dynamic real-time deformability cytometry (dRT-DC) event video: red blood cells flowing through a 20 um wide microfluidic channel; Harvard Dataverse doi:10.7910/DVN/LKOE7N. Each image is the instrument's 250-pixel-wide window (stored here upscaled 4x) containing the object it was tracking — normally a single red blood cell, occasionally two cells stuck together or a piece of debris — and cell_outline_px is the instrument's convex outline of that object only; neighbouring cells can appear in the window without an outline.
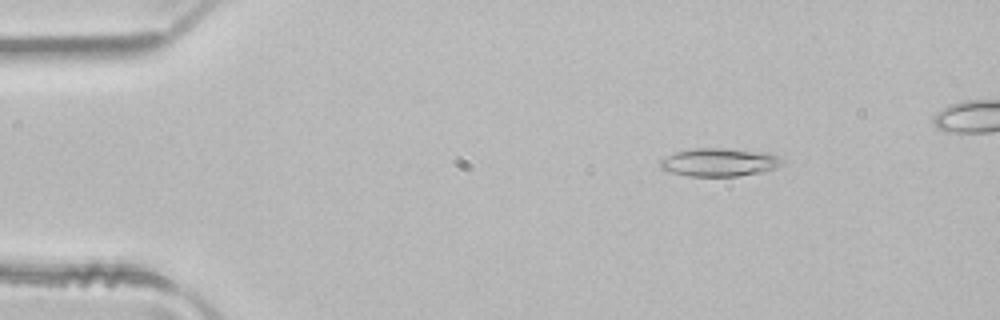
{"species": "common noctule bat (a hibernating species)", "species_latin": "Nyctalus noctula", "temperature_condition": "room temperature", "stored_images_in_passage": 7, "camera_frame_rate_fps": 3000, "um_per_image_px": 0.085, "animal": {"sex": "male", "body_mass_g": 21.5, "forearm_length_mm": 52.0}, "frame": {"image": 1, "passage_image": 2, "time_ms": 0.333, "image_size_px": [1000, 320], "cell_outline_px": [[784, 164], [776, 168], [760, 172], [740, 176], [688, 176], [672, 172], [660, 168], [660, 160], [676, 152], [692, 148], [724, 148], [768, 152], [784, 160]], "centroid_in_image_um": [61.18, 13.79], "position_along_channel_um": 23.8, "area_um2": 20.06}}
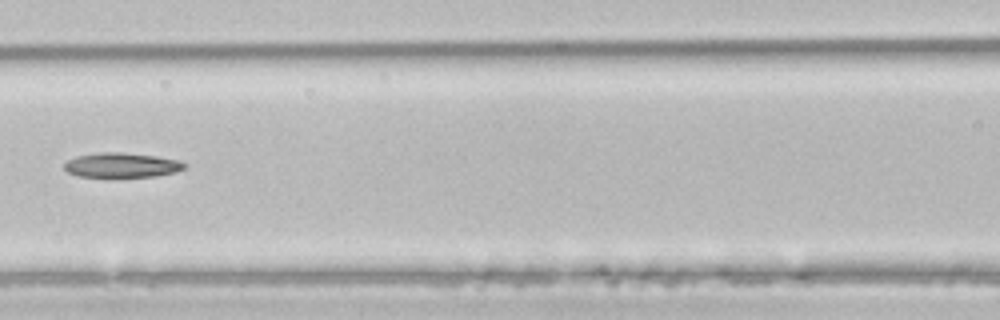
{"frame": {"image": 2, "passage_image": 6, "time_ms": 1.667, "image_size_px": [1000, 320], "cell_outline_px": [[188, 168], [176, 172], [156, 176], [80, 176], [68, 172], [64, 168], [64, 164], [68, 160], [76, 156], [100, 152], [124, 152], [156, 156], [180, 160], [188, 164]], "centroid_in_image_um": [10.42, 14.02], "position_along_channel_um": 156.2, "area_um2": 17.28}}
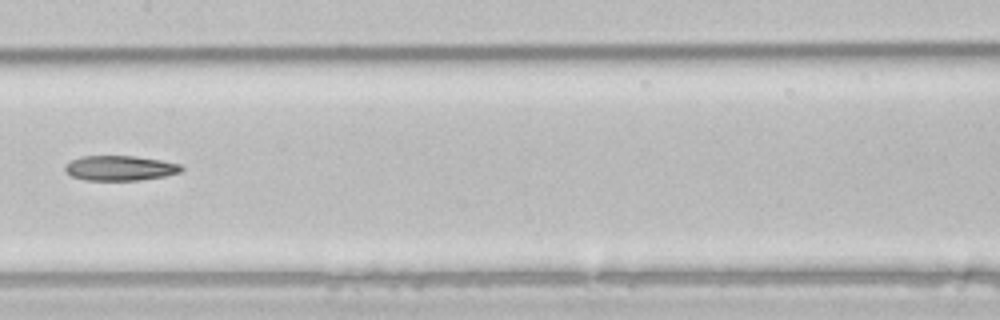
{"frame": {"image": 3, "passage_image": 7, "time_ms": 2.0, "image_size_px": [1000, 320], "cell_outline_px": [[184, 168], [180, 172], [164, 176], [140, 180], [84, 180], [72, 176], [64, 172], [64, 164], [80, 156], [136, 156], [160, 160], [180, 164]], "centroid_in_image_um": [10.16, 14.28], "position_along_channel_um": 197.2, "area_um2": 16.99}}